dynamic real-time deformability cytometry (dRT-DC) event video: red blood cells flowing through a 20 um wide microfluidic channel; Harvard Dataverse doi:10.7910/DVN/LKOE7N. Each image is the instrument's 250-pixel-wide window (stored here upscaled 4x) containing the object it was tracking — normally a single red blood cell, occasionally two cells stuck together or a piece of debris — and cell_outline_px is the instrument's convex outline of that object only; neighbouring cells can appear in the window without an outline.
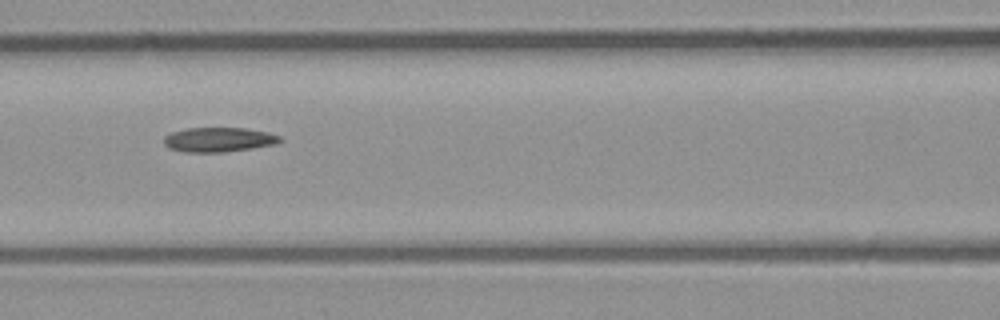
{"species": "common noctule bat (a hibernating species)", "species_latin": "Nyctalus noctula", "temperature_condition": "room temperature", "stored_images_in_passage": 9, "camera_frame_rate_fps": 3000, "um_per_image_px": 0.085, "animal": {"sex": "male", "body_mass_g": 23.1, "forearm_length_mm": 52.7}, "frame": {"image": 1, "passage_image": 6, "time_ms": 1.667, "image_size_px": [1000, 320], "cell_outline_px": [[284, 140], [276, 144], [252, 148], [224, 152], [184, 152], [168, 148], [164, 144], [164, 136], [172, 132], [188, 128], [244, 128], [268, 132], [280, 136]], "centroid_in_image_um": [18.6, 11.87], "position_along_channel_um": 148.0, "area_um2": 16.65}}
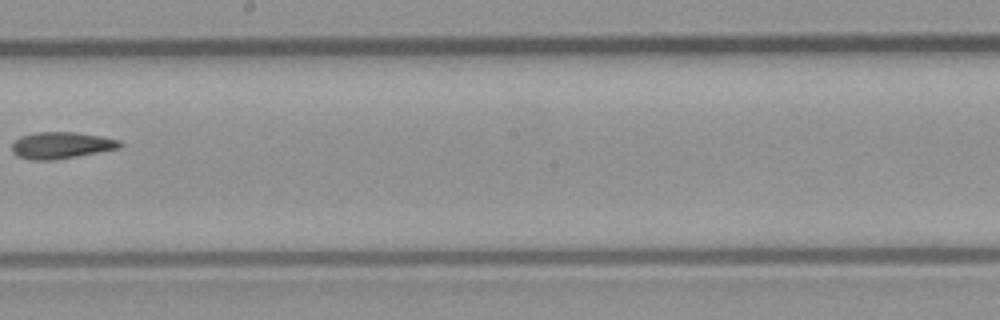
{"frame": {"image": 2, "passage_image": 8, "time_ms": 2.333, "image_size_px": [1000, 320], "cell_outline_px": [[124, 144], [120, 148], [76, 156], [52, 160], [32, 160], [16, 156], [12, 152], [12, 144], [20, 136], [36, 132], [76, 132], [100, 136], [120, 140]], "centroid_in_image_um": [5.2, 12.35], "position_along_channel_um": 243.0, "area_um2": 16.76}}
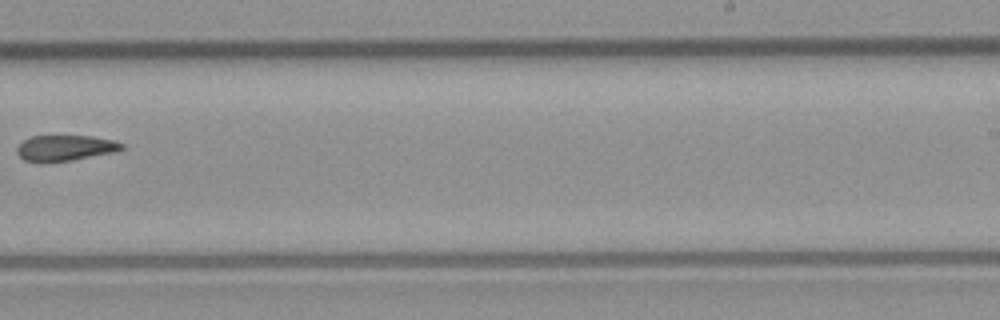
{"frame": {"image": 3, "passage_image": 9, "time_ms": 2.667, "image_size_px": [1000, 320], "cell_outline_px": [[124, 148], [116, 152], [72, 160], [24, 160], [16, 152], [16, 148], [24, 140], [32, 136], [92, 136], [112, 140], [124, 144]], "centroid_in_image_um": [5.59, 12.55], "position_along_channel_um": 283.4, "area_um2": 15.26}}